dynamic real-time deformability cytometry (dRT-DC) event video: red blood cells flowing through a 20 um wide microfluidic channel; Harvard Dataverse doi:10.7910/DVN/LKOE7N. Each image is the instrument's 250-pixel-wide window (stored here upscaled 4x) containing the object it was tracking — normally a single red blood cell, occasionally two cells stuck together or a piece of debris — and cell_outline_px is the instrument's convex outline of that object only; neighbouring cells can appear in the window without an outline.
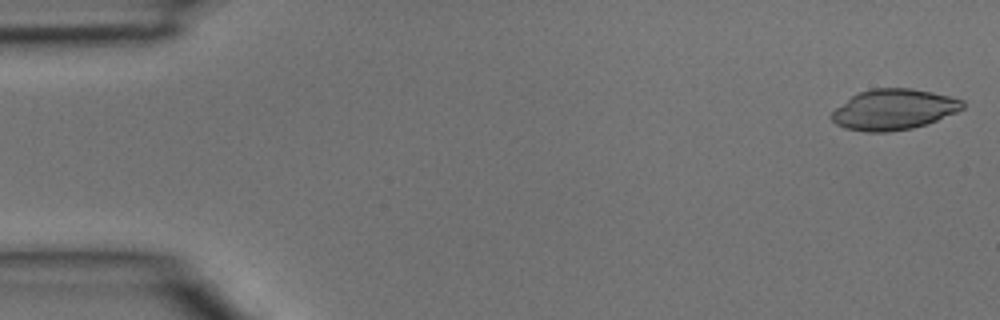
{"species": "common noctule bat (a hibernating species)", "species_latin": "Nyctalus noctula", "temperature_condition": "room temperature", "stored_images_in_passage": 3, "camera_frame_rate_fps": 3000, "um_per_image_px": 0.085, "animal": {"sex": "male", "body_mass_g": 15.6}, "frame": {"image": 1, "passage_image": 1, "time_ms": 0.0, "image_size_px": [1000, 320], "cell_outline_px": [[964, 108], [956, 112], [936, 120], [912, 128], [888, 132], [868, 132], [844, 128], [836, 124], [828, 116], [836, 108], [852, 96], [860, 92], [872, 88], [912, 88], [932, 92], [964, 100]], "centroid_in_image_um": [75.94, 9.31], "position_along_channel_um": 9.1, "area_um2": 30.87}}